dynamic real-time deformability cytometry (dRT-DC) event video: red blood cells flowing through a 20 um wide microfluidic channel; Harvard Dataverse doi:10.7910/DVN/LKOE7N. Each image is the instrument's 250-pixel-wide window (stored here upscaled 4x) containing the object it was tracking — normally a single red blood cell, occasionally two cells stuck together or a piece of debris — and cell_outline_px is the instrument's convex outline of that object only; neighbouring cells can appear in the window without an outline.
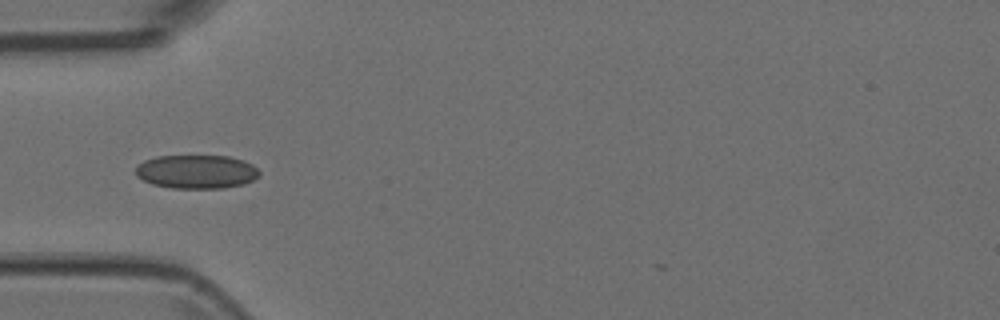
{"species": "Egyptian fruit bat (a non-hibernating species)", "species_latin": "Rousettus aegyptiacus", "temperature_condition": "room temperature", "stored_images_in_passage": 4, "camera_frame_rate_fps": 3000, "um_per_image_px": 0.085, "animal": {"sex": "female"}, "frame": {"image": 1, "passage_image": 1, "time_ms": 0.0, "image_size_px": [1000, 320], "cell_outline_px": [[260, 176], [244, 184], [224, 188], [172, 188], [152, 184], [136, 176], [136, 168], [144, 160], [156, 156], [228, 156], [244, 160], [252, 164], [260, 172]], "centroid_in_image_um": [16.72, 14.59], "position_along_channel_um": 68.3, "area_um2": 24.33}}
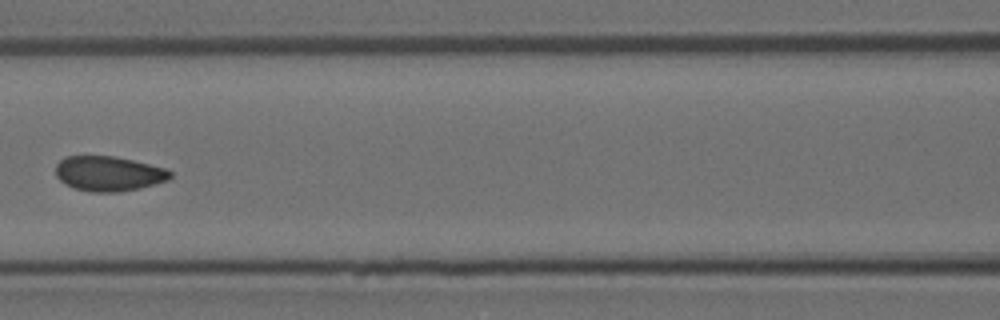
{"frame": {"image": 2, "passage_image": 3, "time_ms": 0.667, "image_size_px": [1000, 320], "cell_outline_px": [[172, 176], [168, 180], [140, 188], [120, 192], [92, 192], [76, 188], [64, 184], [56, 176], [56, 164], [60, 160], [68, 156], [116, 156], [164, 168], [172, 172]], "centroid_in_image_um": [9.22, 14.76], "position_along_channel_um": 157.4, "area_um2": 23.24}}
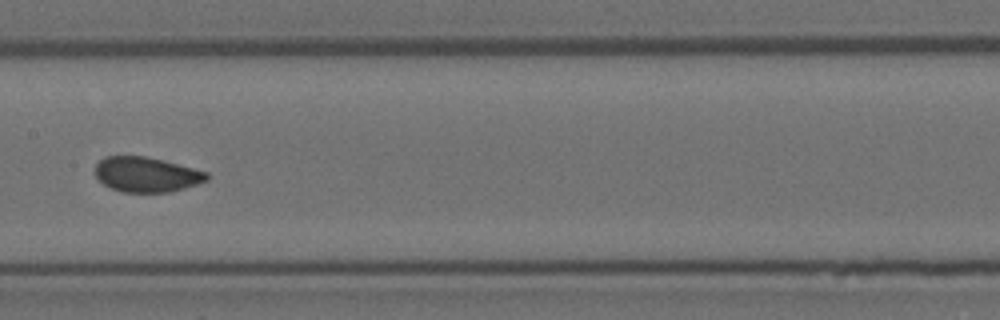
{"frame": {"image": 3, "passage_image": 4, "time_ms": 1.0, "image_size_px": [1000, 320], "cell_outline_px": [[208, 180], [184, 188], [168, 192], [124, 192], [112, 188], [104, 184], [96, 176], [96, 164], [104, 156], [144, 156], [208, 172]], "centroid_in_image_um": [12.43, 14.83], "position_along_channel_um": 195.0, "area_um2": 22.37}}